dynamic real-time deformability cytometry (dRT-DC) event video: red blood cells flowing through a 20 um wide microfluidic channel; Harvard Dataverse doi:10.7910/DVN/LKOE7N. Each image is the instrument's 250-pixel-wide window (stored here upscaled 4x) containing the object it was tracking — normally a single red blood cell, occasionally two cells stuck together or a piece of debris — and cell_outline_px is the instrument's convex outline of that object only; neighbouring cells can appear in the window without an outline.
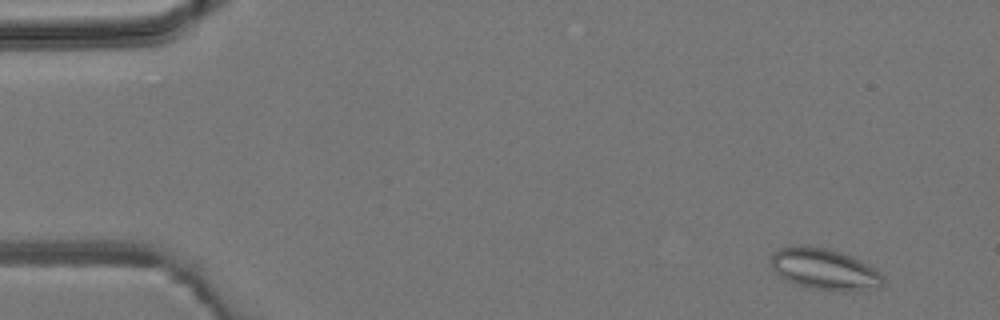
{"species": "common noctule bat (a hibernating species)", "species_latin": "Nyctalus noctula", "temperature_condition": "room temperature", "stored_images_in_passage": 5, "camera_frame_rate_fps": 3000, "um_per_image_px": 0.085, "animal": {"sex": "male", "body_mass_g": 19.2, "forearm_length_mm": 51.8}, "frame": {"image": 1, "passage_image": 1, "time_ms": 0.0, "image_size_px": [1000, 320], "cell_outline_px": [[884, 284], [876, 288], [852, 292], [832, 292], [812, 288], [796, 284], [780, 276], [772, 268], [768, 260], [772, 252], [780, 248], [828, 248], [852, 256], [876, 268], [884, 276]], "centroid_in_image_um": [70.14, 22.93], "position_along_channel_um": 14.9, "area_um2": 26.99}}